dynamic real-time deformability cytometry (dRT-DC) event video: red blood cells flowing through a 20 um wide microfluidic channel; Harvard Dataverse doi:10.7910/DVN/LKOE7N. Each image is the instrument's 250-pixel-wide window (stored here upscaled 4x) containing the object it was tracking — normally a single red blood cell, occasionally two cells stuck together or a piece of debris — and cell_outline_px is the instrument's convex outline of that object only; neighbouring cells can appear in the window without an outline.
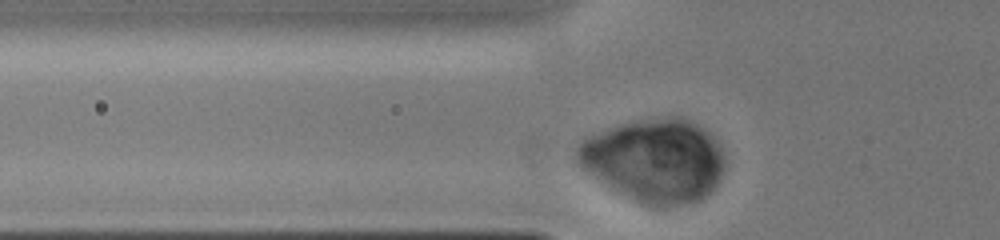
{"species": "human", "species_latin": "Homo sapiens", "temperature_condition": "cold", "stored_images_in_passage": 3, "camera_frame_rate_fps": 3000, "um_per_image_px": 0.085, "donor": {"sex": "male"}, "frame": {"image": 1, "passage_image": 2, "time_ms": 0.333, "image_size_px": [1000, 240], "cell_outline_px": [[724, 168], [716, 184], [700, 200], [660, 208], [644, 204], [636, 200], [584, 168], [576, 160], [576, 148], [584, 140], [592, 136], [624, 124], [672, 116], [680, 116], [704, 128], [716, 140], [724, 156]], "centroid_in_image_um": [55.73, 13.63], "position_along_channel_um": 70.1, "area_um2": 69.42}}